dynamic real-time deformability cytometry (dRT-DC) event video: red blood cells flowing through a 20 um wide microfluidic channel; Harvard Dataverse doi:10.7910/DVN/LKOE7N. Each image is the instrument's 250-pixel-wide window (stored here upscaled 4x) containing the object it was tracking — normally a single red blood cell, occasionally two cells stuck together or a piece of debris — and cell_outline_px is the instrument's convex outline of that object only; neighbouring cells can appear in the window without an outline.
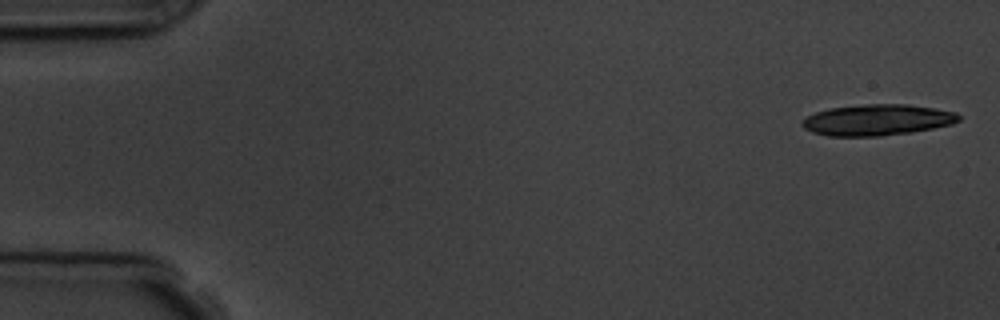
{"species": "common noctule bat (a hibernating species)", "species_latin": "Nyctalus noctula", "temperature_condition": "room temperature", "stored_images_in_passage": 6, "camera_frame_rate_fps": 3000, "um_per_image_px": 0.085, "animal": {"sex": "male", "body_mass_g": 19.5, "forearm_length_mm": 54.6}, "frame": {"image": 1, "passage_image": 1, "time_ms": 0.0, "image_size_px": [1000, 320], "cell_outline_px": [[960, 120], [952, 124], [912, 132], [880, 136], [828, 136], [812, 132], [804, 128], [800, 124], [808, 116], [816, 112], [828, 108], [864, 104], [908, 104], [936, 108], [956, 112], [960, 116]], "centroid_in_image_um": [74.57, 10.19], "position_along_channel_um": 10.4, "area_um2": 28.44}}